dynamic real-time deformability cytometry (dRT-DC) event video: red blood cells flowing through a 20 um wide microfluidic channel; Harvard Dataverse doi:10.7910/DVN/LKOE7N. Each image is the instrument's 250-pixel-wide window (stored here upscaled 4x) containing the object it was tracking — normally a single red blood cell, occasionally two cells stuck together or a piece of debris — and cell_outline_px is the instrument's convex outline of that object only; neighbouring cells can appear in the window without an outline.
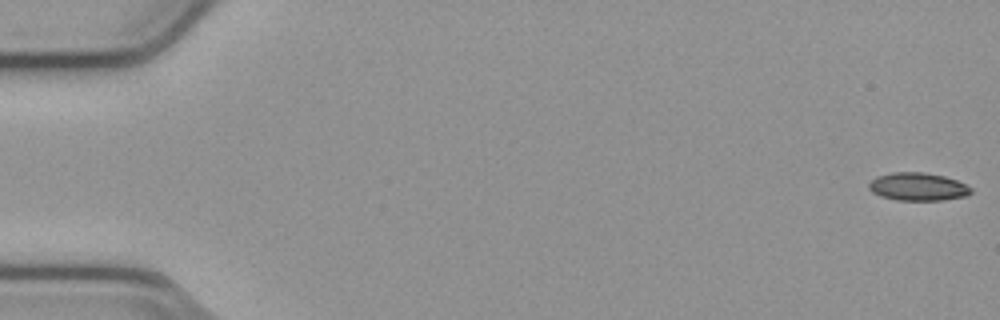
{"species": "common noctule bat (a hibernating species)", "species_latin": "Nyctalus noctula", "temperature_condition": "cold", "stored_images_in_passage": 55, "camera_frame_rate_fps": 3000, "um_per_image_px": 0.085, "animal": {"sex": "male", "body_mass_g": 23.1, "forearm_length_mm": 52.7}, "frame": {"image": 1, "passage_image": 1, "time_ms": 0.0, "image_size_px": [1000, 320], "cell_outline_px": [[972, 192], [968, 196], [944, 200], [896, 200], [880, 196], [872, 192], [868, 188], [868, 184], [876, 176], [892, 172], [924, 172], [944, 176], [956, 180], [972, 188]], "centroid_in_image_um": [78.02, 15.87], "position_along_channel_um": 7.0, "area_um2": 16.76}}
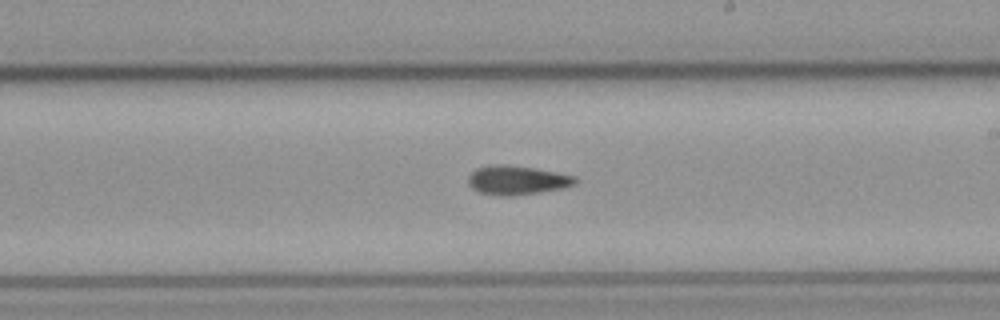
{"frame": {"image": 2, "passage_image": 32, "time_ms": 10.333, "image_size_px": [1000, 320], "cell_outline_px": [[576, 184], [560, 188], [540, 192], [512, 196], [500, 196], [480, 192], [472, 188], [468, 184], [468, 176], [476, 168], [492, 164], [508, 164], [536, 168], [576, 176]], "centroid_in_image_um": [43.92, 15.3], "position_along_channel_um": 245.1, "area_um2": 18.21}}
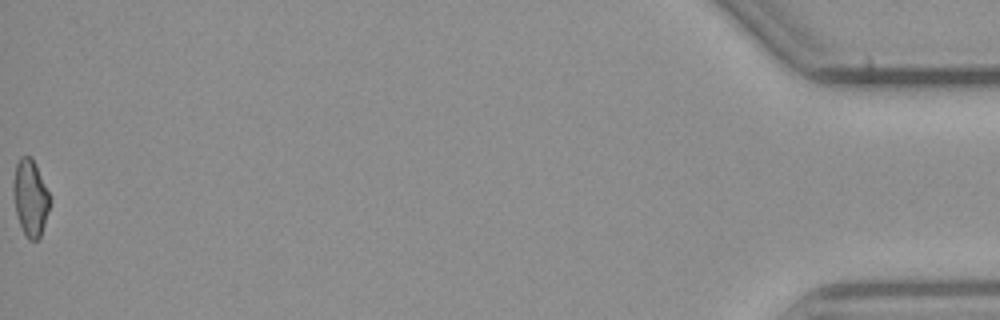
{"frame": {"image": 3, "passage_image": 55, "time_ms": 18.0, "image_size_px": [1000, 320], "cell_outline_px": [[52, 200], [40, 236], [36, 240], [28, 240], [20, 224], [16, 212], [12, 192], [12, 184], [16, 164], [20, 156], [28, 156], [32, 160]], "centroid_in_image_um": [2.56, 16.83], "position_along_channel_um": 432.6, "area_um2": 15.95}}